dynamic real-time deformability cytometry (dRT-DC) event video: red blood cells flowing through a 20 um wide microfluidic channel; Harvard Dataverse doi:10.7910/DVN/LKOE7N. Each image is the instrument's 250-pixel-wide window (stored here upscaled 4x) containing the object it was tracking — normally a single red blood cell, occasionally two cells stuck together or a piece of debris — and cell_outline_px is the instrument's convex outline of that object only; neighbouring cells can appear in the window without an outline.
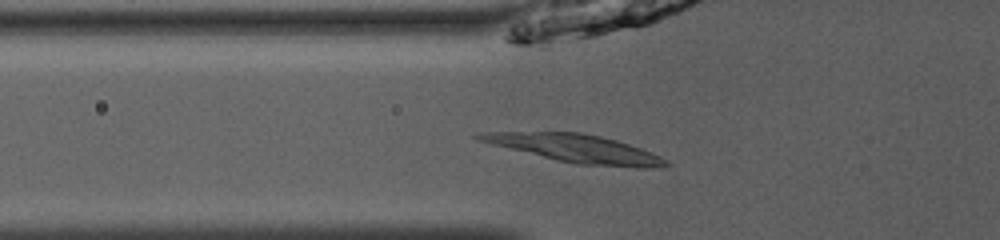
{"species": "common noctule bat (a hibernating species)", "species_latin": "Nyctalus noctula", "temperature_condition": "room temperature", "stored_images_in_passage": 52, "camera_frame_rate_fps": 3000, "um_per_image_px": 0.085, "animal": {"sex": "male", "body_mass_g": 13.0, "forearm_length_mm": 53.1}, "frame": {"image": 1, "passage_image": 20, "time_ms": 6.333, "image_size_px": [1000, 240], "cell_outline_px": [[668, 164], [660, 168], [636, 168], [576, 164], [492, 144], [476, 140], [472, 136], [476, 132], [580, 132], [600, 136], [616, 140], [640, 148], [660, 156], [668, 160]], "centroid_in_image_um": [48.94, 12.62], "position_along_channel_um": 76.9, "area_um2": 30.11}}
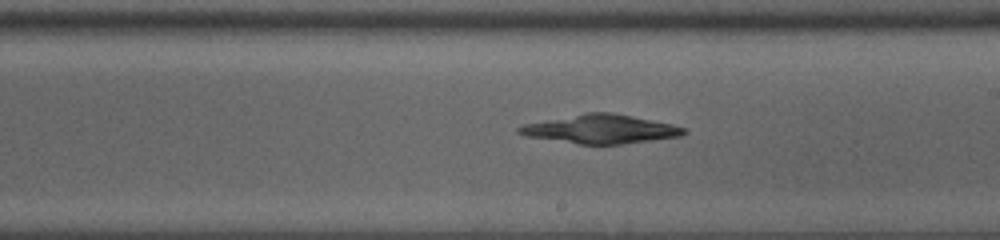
{"frame": {"image": 2, "passage_image": 32, "time_ms": 10.333, "image_size_px": [1000, 240], "cell_outline_px": [[688, 132], [680, 136], [620, 144], [580, 144], [524, 136], [516, 132], [516, 128], [524, 124], [588, 112], [608, 112], [672, 124], [688, 128]], "centroid_in_image_um": [51.04, 10.98], "position_along_channel_um": 238.0, "area_um2": 27.28}}
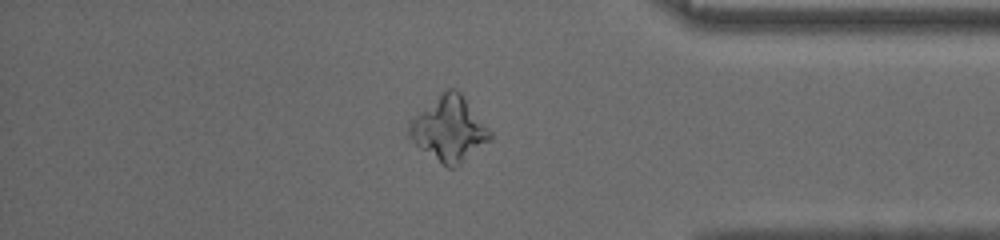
{"frame": {"image": 3, "passage_image": 45, "time_ms": 14.667, "image_size_px": [1000, 240], "cell_outline_px": [[492, 140], [460, 164], [452, 168], [448, 168], [420, 148], [408, 136], [408, 120], [448, 88], [456, 88], [460, 92], [492, 132]], "centroid_in_image_um": [38.18, 10.97], "position_along_channel_um": 397.0, "area_um2": 30.23}}